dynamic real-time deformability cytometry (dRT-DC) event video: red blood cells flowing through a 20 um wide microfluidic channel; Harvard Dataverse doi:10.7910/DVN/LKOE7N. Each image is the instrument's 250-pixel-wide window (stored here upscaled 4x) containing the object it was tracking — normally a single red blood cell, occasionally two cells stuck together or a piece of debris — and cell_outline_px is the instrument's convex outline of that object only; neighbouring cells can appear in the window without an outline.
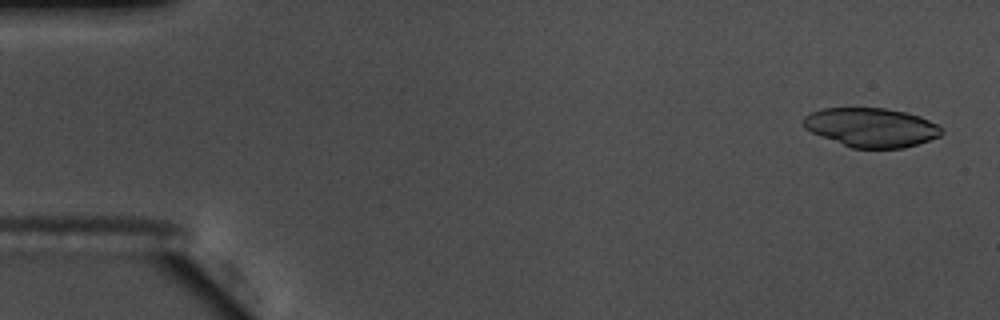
{"species": "common noctule bat (a hibernating species)", "species_latin": "Nyctalus noctula", "temperature_condition": "warm", "stored_images_in_passage": 55, "camera_frame_rate_fps": 3000, "um_per_image_px": 0.085, "animal": {"sex": "male", "body_mass_g": 17.5, "forearm_length_mm": 52.3}, "frame": {"image": 1, "passage_image": 2, "time_ms": 0.333, "image_size_px": [1000, 320], "cell_outline_px": [[944, 132], [940, 136], [904, 148], [852, 148], [820, 136], [804, 128], [804, 116], [812, 112], [824, 108], [884, 108], [908, 112], [920, 116], [940, 124]], "centroid_in_image_um": [74.1, 10.83], "position_along_channel_um": 10.9, "area_um2": 31.56}}